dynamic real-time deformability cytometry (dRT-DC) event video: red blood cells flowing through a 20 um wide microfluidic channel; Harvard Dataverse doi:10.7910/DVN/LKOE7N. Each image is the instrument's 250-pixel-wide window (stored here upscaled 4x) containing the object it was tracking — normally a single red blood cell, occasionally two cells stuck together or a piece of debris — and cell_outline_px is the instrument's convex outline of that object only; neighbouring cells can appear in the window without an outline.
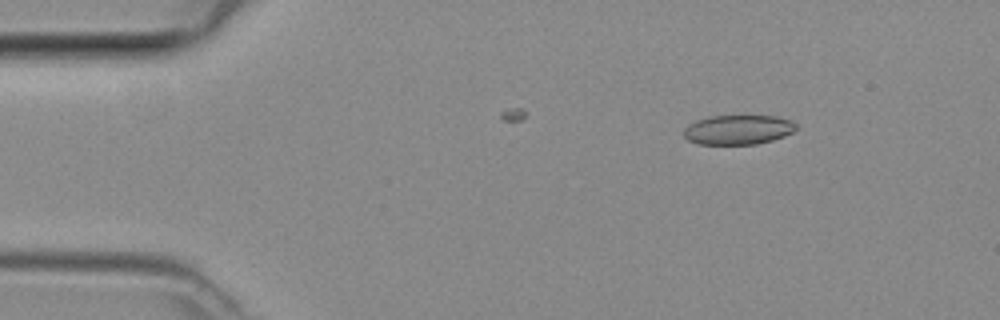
{"species": "common noctule bat (a hibernating species)", "species_latin": "Nyctalus noctula", "temperature_condition": "room temperature", "stored_images_in_passage": 9, "camera_frame_rate_fps": 3000, "um_per_image_px": 0.085, "animal": {"sex": "female", "body_mass_g": 29.2, "forearm_length_mm": 56.3}, "frame": {"image": 1, "passage_image": 6, "time_ms": 1.667, "image_size_px": [1000, 320], "cell_outline_px": [[796, 128], [792, 132], [784, 136], [772, 140], [756, 144], [700, 144], [688, 140], [684, 136], [684, 128], [688, 124], [696, 120], [708, 116], [776, 116], [788, 120], [796, 124]], "centroid_in_image_um": [62.7, 11.02], "position_along_channel_um": 22.3, "area_um2": 19.25}}